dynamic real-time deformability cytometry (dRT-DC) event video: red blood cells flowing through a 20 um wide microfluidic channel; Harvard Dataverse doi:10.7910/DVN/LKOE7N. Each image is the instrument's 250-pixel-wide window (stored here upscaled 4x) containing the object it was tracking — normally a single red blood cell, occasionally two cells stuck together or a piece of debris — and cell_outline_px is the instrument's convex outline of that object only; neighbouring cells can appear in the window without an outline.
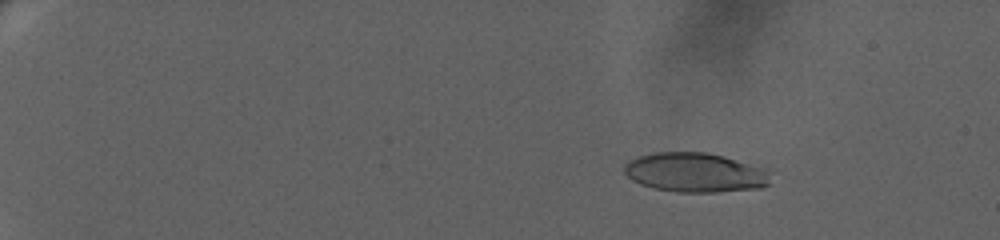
{"species": "human", "species_latin": "Homo sapiens", "temperature_condition": "warm", "stored_images_in_passage": 67, "camera_frame_rate_fps": 3000, "um_per_image_px": 0.085, "donor": {"sex": "female"}, "frame": {"image": 1, "passage_image": 12, "time_ms": 3.667, "image_size_px": [1000, 240], "cell_outline_px": [[768, 184], [760, 188], [716, 192], [676, 192], [656, 188], [640, 184], [632, 180], [624, 172], [624, 164], [628, 160], [652, 152], [708, 152], [724, 156], [764, 168], [768, 172]], "centroid_in_image_um": [59.05, 14.65], "position_along_channel_um": 26.0, "area_um2": 33.52}}
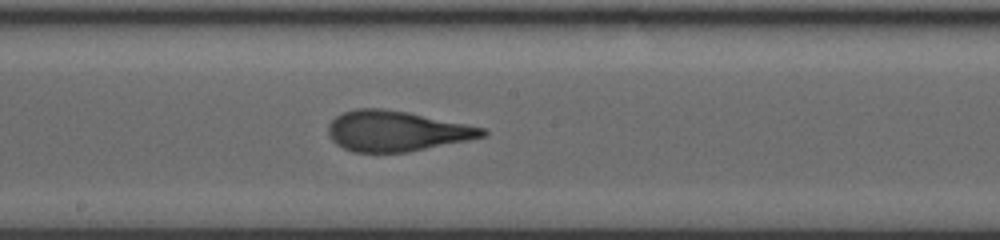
{"frame": {"image": 2, "passage_image": 42, "time_ms": 13.667, "image_size_px": [1000, 240], "cell_outline_px": [[488, 132], [484, 136], [468, 140], [408, 152], [352, 152], [336, 144], [328, 136], [328, 124], [336, 116], [344, 112], [356, 108], [380, 108], [408, 112], [484, 128]], "centroid_in_image_um": [33.65, 11.14], "position_along_channel_um": 214.5, "area_um2": 36.13}}
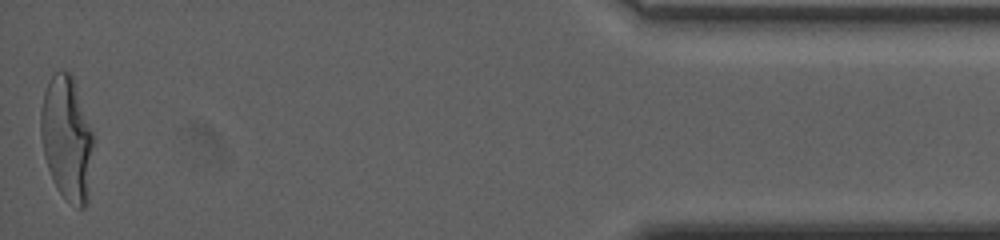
{"frame": {"image": 3, "passage_image": 67, "time_ms": 22.0, "image_size_px": [1000, 240], "cell_outline_px": [[96, 136], [88, 200], [84, 208], [80, 208], [68, 200], [60, 192], [48, 168], [44, 156], [40, 136], [40, 112], [44, 92], [48, 80], [56, 72], [68, 72], [72, 76]], "centroid_in_image_um": [5.72, 11.76], "position_along_channel_um": 429.5, "area_um2": 38.55}, "authors_computed_cell_mechanics": {"area_um2": 35.6626, "velocity_mm_per_s": 3.3481, "shape_relaxation_time_tau1_ms": 7.2993, "shape_relaxation_time_tau2_ms": 1.0144, "deformation_change_tau1": 0.2928, "deformation_change_tau2": 0.1047}}